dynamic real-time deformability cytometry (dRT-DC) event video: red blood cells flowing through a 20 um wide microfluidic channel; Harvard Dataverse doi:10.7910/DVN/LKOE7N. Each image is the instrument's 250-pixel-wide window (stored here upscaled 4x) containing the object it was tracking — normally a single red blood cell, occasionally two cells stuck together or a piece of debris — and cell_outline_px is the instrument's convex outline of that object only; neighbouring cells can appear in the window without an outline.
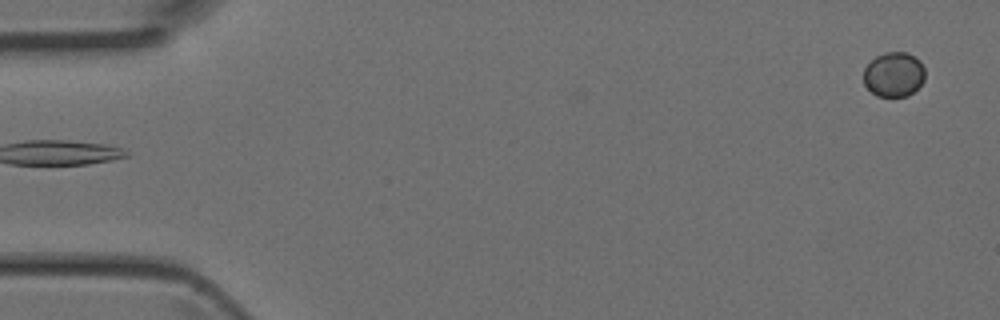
{"species": "Egyptian fruit bat (a non-hibernating species)", "species_latin": "Rousettus aegyptiacus", "temperature_condition": "room temperature", "stored_images_in_passage": 3, "camera_frame_rate_fps": 3000, "um_per_image_px": 0.085, "animal": {"sex": "female"}, "frame": {"image": 1, "passage_image": 3, "time_ms": 0.667, "image_size_px": [1000, 320], "cell_outline_px": [[924, 80], [908, 96], [876, 96], [864, 84], [864, 68], [876, 56], [884, 52], [904, 52], [920, 60], [924, 68]], "centroid_in_image_um": [75.96, 6.32], "position_along_channel_um": 9.0, "area_um2": 15.84}}